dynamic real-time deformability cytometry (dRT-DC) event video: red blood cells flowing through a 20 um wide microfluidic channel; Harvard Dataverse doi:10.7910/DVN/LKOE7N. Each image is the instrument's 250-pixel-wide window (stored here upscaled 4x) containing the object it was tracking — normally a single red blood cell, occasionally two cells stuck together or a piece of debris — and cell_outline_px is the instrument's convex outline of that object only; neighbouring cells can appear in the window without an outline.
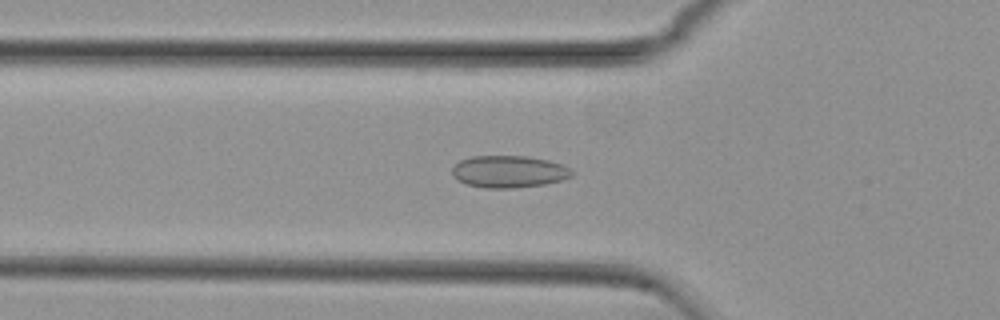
{"species": "common noctule bat (a hibernating species)", "species_latin": "Nyctalus noctula", "temperature_condition": "cold", "stored_images_in_passage": 49, "camera_frame_rate_fps": 3000, "um_per_image_px": 0.085, "animal": {"sex": "female", "body_mass_g": 29.2, "forearm_length_mm": 56.3}, "frame": {"image": 1, "passage_image": 19, "time_ms": 6.0, "image_size_px": [1000, 320], "cell_outline_px": [[572, 176], [560, 180], [544, 184], [516, 188], [484, 188], [464, 184], [456, 180], [452, 172], [452, 168], [460, 160], [472, 156], [528, 156], [548, 160], [560, 164], [568, 168], [572, 172]], "centroid_in_image_um": [43.2, 14.59], "position_along_channel_um": 82.6, "area_um2": 22.37}}
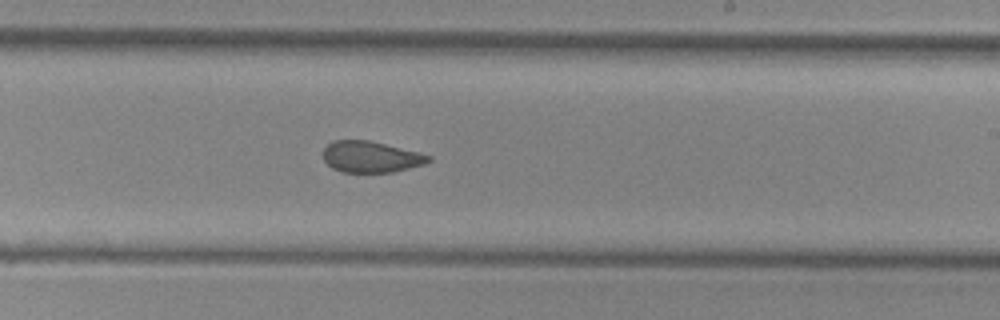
{"frame": {"image": 2, "passage_image": 33, "time_ms": 10.667, "image_size_px": [1000, 320], "cell_outline_px": [[432, 160], [424, 164], [392, 172], [344, 172], [332, 168], [324, 160], [324, 148], [332, 140], [368, 140], [420, 152], [432, 156]], "centroid_in_image_um": [31.54, 13.32], "position_along_channel_um": 257.5, "area_um2": 19.13}}
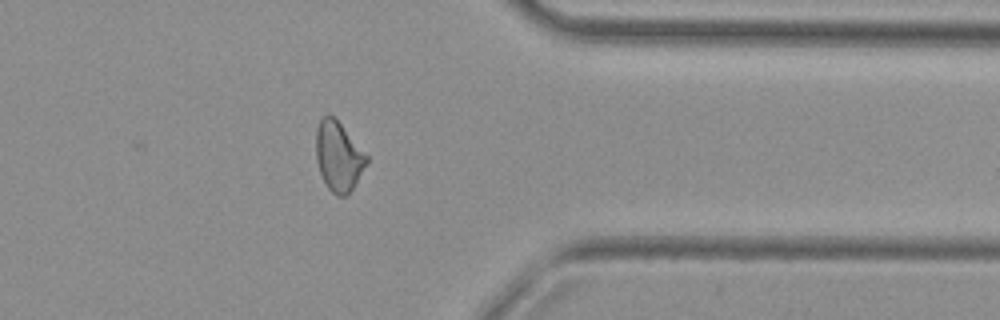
{"frame": {"image": 3, "passage_image": 44, "time_ms": 14.333, "image_size_px": [1000, 320], "cell_outline_px": [[368, 160], [348, 196], [336, 196], [328, 188], [320, 172], [316, 160], [316, 128], [320, 120], [328, 112], [340, 124], [368, 156]], "centroid_in_image_um": [28.75, 13.3], "position_along_channel_um": 382.7, "area_um2": 20.17}, "authors_computed_cell_mechanics": {"area_um2": 20.808, "velocity_mm_per_s": 3.7367, "shape_relaxation_time_tau1_ms": null, "shape_relaxation_time_tau2_ms": 1.5234, "deformation_change_tau1": null, "deformation_change_tau2": 0.0575}}